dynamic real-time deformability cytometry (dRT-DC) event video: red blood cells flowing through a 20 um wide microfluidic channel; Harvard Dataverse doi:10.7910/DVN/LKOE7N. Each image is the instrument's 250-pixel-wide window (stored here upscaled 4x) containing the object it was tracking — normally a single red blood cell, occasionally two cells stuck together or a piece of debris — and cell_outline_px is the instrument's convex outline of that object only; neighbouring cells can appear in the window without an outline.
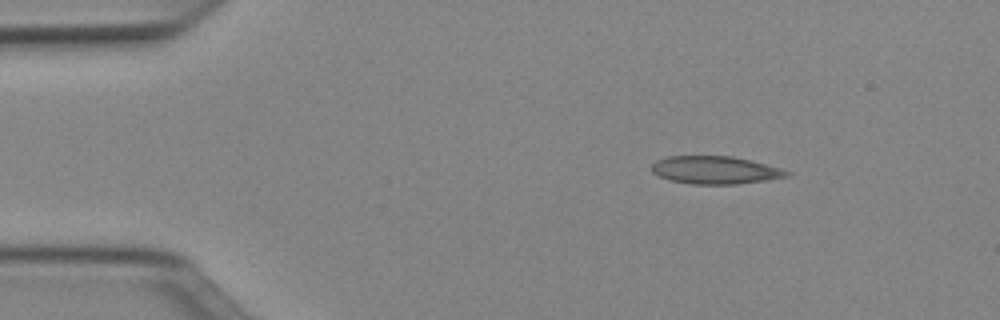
{"species": "Egyptian fruit bat (a non-hibernating species)", "species_latin": "Rousettus aegyptiacus", "temperature_condition": "cold", "stored_images_in_passage": 44, "camera_frame_rate_fps": 3000, "um_per_image_px": 0.085, "animal": {"sex": "female"}, "frame": {"image": 1, "passage_image": 1, "time_ms": 0.0, "image_size_px": [1000, 320], "cell_outline_px": [[792, 172], [788, 176], [768, 180], [736, 184], [692, 184], [668, 180], [652, 172], [652, 164], [656, 160], [668, 156], [732, 156], [780, 168]], "centroid_in_image_um": [60.77, 14.46], "position_along_channel_um": 24.2, "area_um2": 21.79}}
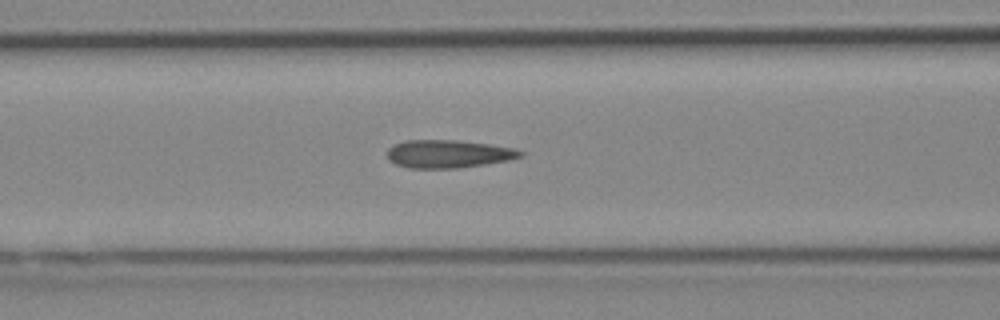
{"frame": {"image": 2, "passage_image": 14, "time_ms": 4.333, "image_size_px": [1000, 320], "cell_outline_px": [[524, 156], [508, 160], [484, 164], [456, 168], [408, 168], [396, 164], [388, 160], [388, 148], [392, 144], [404, 140], [456, 140], [488, 144], [516, 148], [524, 152]], "centroid_in_image_um": [38.09, 13.07], "position_along_channel_um": 128.5, "area_um2": 21.79}}
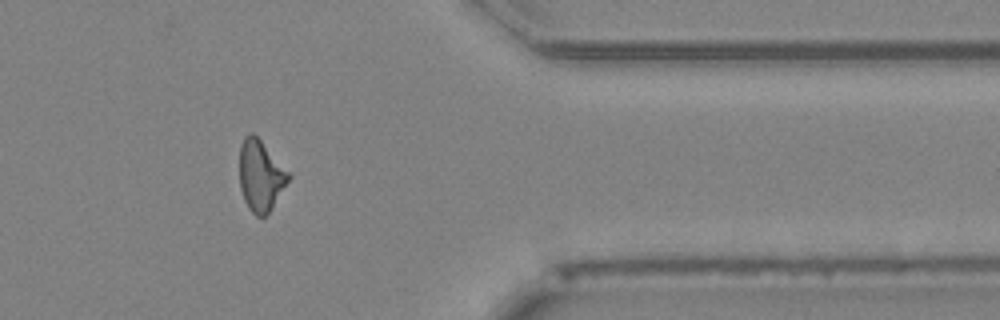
{"frame": {"image": 3, "passage_image": 35, "time_ms": 11.333, "image_size_px": [1000, 320], "cell_outline_px": [[292, 176], [268, 212], [264, 216], [256, 216], [248, 208], [244, 200], [240, 188], [240, 144], [244, 136], [248, 132], [252, 132], [292, 172]], "centroid_in_image_um": [22.17, 14.89], "position_along_channel_um": 389.2, "area_um2": 20.4}, "authors_computed_cell_mechanics": {"area_um2": 20.9525, "velocity_mm_per_s": 3.9911, "shape_relaxation_time_tau1_ms": 9.8909, "shape_relaxation_time_tau2_ms": 1.6697, "deformation_change_tau1": 0.2125, "deformation_change_tau2": 0.1111}}